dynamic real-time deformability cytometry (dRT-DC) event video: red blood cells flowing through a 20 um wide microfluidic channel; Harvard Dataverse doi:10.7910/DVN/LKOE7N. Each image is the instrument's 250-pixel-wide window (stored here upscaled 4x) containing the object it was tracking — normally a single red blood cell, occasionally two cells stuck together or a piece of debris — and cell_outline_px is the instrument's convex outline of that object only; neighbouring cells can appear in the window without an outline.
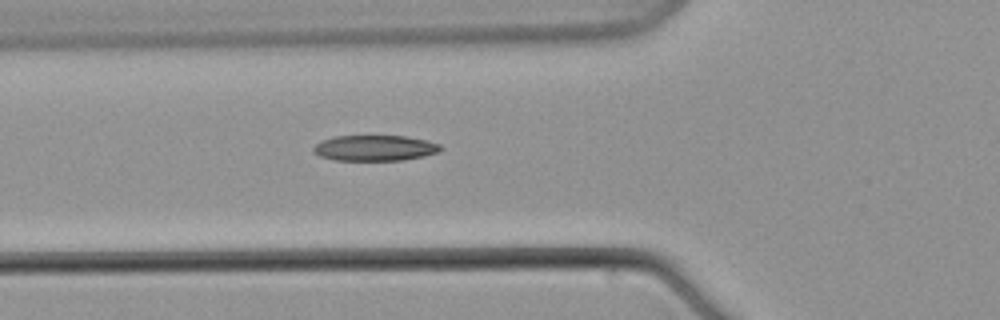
{"species": "common noctule bat (a hibernating species)", "species_latin": "Nyctalus noctula", "temperature_condition": "warm", "stored_images_in_passage": 7, "camera_frame_rate_fps": 3000, "um_per_image_px": 0.085, "animal": {"sex": "male", "body_mass_g": 21.5, "forearm_length_mm": 52.0}, "frame": {"image": 1, "passage_image": 7, "time_ms": 7.667, "image_size_px": [1000, 320], "cell_outline_px": [[440, 148], [436, 152], [424, 156], [404, 160], [336, 160], [320, 156], [312, 152], [312, 148], [316, 144], [332, 136], [404, 136], [428, 140], [440, 144]], "centroid_in_image_um": [31.83, 12.58], "position_along_channel_um": 94.0, "area_um2": 18.9}}